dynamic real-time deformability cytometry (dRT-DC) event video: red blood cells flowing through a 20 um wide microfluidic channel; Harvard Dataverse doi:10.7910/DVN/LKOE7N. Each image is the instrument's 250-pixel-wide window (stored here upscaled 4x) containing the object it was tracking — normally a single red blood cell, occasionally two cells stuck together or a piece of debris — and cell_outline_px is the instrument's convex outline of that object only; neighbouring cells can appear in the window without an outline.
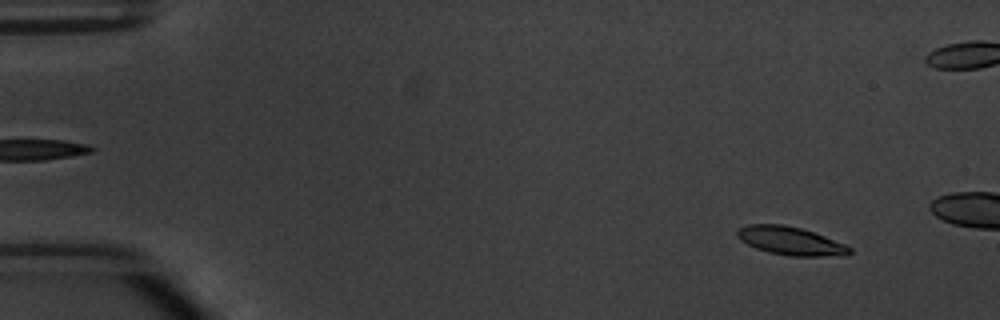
{"species": "common noctule bat (a hibernating species)", "species_latin": "Nyctalus noctula", "temperature_condition": "warm", "stored_images_in_passage": 4, "camera_frame_rate_fps": 3000, "um_per_image_px": 0.085, "animal": {"sex": "male", "body_mass_g": 20.1, "forearm_length_mm": 53.5}, "frame": {"image": 1, "passage_image": 1, "time_ms": 0.0, "image_size_px": [1000, 320], "cell_outline_px": [[852, 252], [824, 256], [792, 256], [768, 252], [756, 248], [740, 240], [736, 236], [736, 228], [748, 224], [784, 224], [800, 228], [824, 236], [844, 244], [852, 248]], "centroid_in_image_um": [67.1, 20.45], "position_along_channel_um": 17.9, "area_um2": 18.26}}